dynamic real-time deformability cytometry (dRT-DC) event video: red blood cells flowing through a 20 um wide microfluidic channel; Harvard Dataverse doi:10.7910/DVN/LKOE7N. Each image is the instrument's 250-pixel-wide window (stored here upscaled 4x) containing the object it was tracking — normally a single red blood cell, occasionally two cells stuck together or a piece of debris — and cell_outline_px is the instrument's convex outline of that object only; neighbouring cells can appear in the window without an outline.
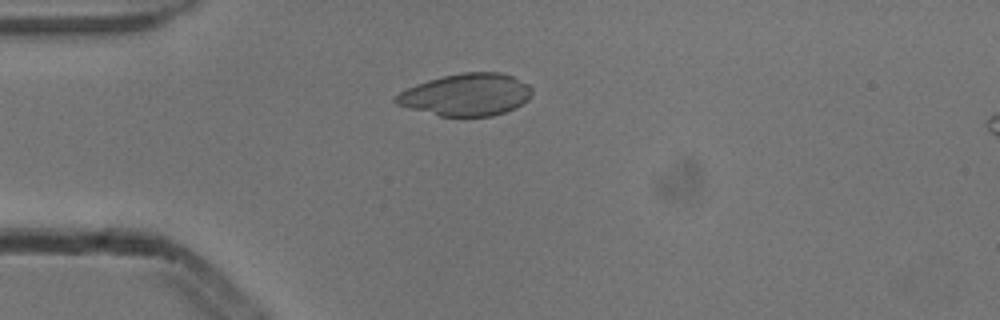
{"species": "common noctule bat (a hibernating species)", "species_latin": "Nyctalus noctula", "temperature_condition": "cold", "stored_images_in_passage": 4, "camera_frame_rate_fps": 3000, "um_per_image_px": 0.085, "animal": {"sex": "male", "body_mass_g": 13.3}, "frame": {"image": 1, "passage_image": 3, "time_ms": 0.667, "image_size_px": [1000, 320], "cell_outline_px": [[532, 92], [528, 100], [504, 112], [492, 116], [440, 116], [408, 108], [396, 104], [392, 100], [400, 92], [416, 84], [428, 80], [444, 76], [464, 72], [500, 72], [512, 76], [528, 84], [532, 88]], "centroid_in_image_um": [39.62, 8.05], "position_along_channel_um": 45.4, "area_um2": 33.23}}